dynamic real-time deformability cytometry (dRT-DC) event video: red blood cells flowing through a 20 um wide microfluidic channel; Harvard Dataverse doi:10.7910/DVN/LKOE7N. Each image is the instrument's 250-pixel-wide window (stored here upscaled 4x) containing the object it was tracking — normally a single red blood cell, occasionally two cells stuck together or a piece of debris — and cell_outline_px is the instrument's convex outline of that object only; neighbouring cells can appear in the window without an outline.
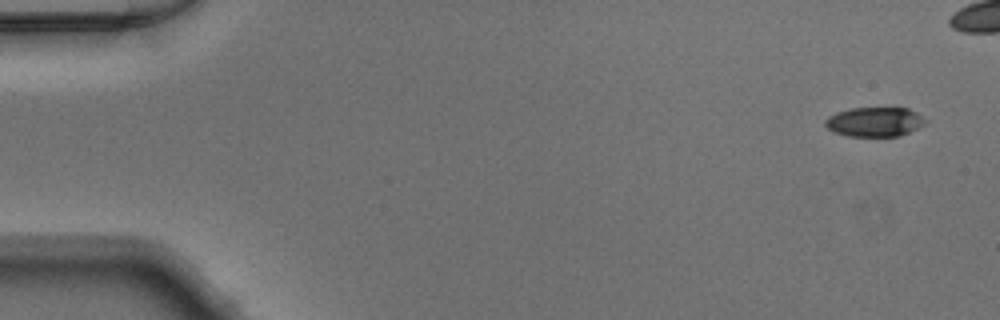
{"species": "Egyptian fruit bat (a non-hibernating species)", "species_latin": "Rousettus aegyptiacus", "temperature_condition": "warm", "stored_images_in_passage": 42, "camera_frame_rate_fps": 3000, "um_per_image_px": 0.085, "animal": {"sex": "male"}, "frame": {"image": 1, "passage_image": 1, "time_ms": 0.0, "image_size_px": [1000, 320], "cell_outline_px": [[928, 120], [924, 124], [900, 136], [848, 136], [836, 132], [828, 128], [824, 124], [824, 120], [828, 116], [836, 112], [852, 108], [908, 108], [916, 112]], "centroid_in_image_um": [74.34, 10.35], "position_along_channel_um": 10.7, "area_um2": 17.11}}
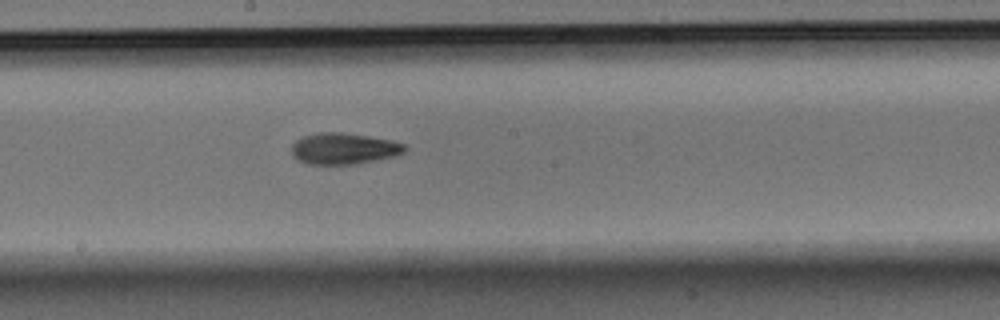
{"frame": {"image": 2, "passage_image": 26, "time_ms": 8.333, "image_size_px": [1000, 320], "cell_outline_px": [[408, 148], [404, 152], [396, 156], [356, 164], [308, 164], [296, 160], [292, 156], [292, 144], [296, 140], [304, 136], [320, 132], [340, 132], [368, 136], [392, 140], [404, 144]], "centroid_in_image_um": [29.22, 12.63], "position_along_channel_um": 219.0, "area_um2": 20.75}}
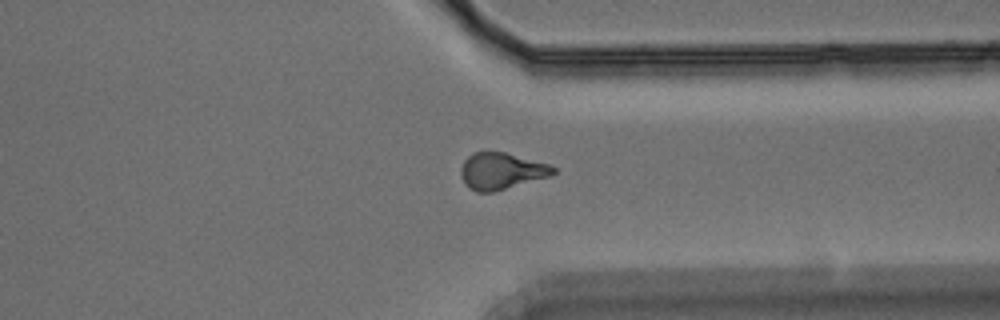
{"frame": {"image": 3, "passage_image": 37, "time_ms": 12.0, "image_size_px": [1000, 320], "cell_outline_px": [[556, 172], [552, 176], [492, 192], [476, 192], [468, 188], [464, 184], [460, 176], [460, 168], [464, 160], [472, 152], [504, 152], [548, 164], [556, 168]], "centroid_in_image_um": [42.59, 14.55], "position_along_channel_um": 368.8, "area_um2": 19.83}}